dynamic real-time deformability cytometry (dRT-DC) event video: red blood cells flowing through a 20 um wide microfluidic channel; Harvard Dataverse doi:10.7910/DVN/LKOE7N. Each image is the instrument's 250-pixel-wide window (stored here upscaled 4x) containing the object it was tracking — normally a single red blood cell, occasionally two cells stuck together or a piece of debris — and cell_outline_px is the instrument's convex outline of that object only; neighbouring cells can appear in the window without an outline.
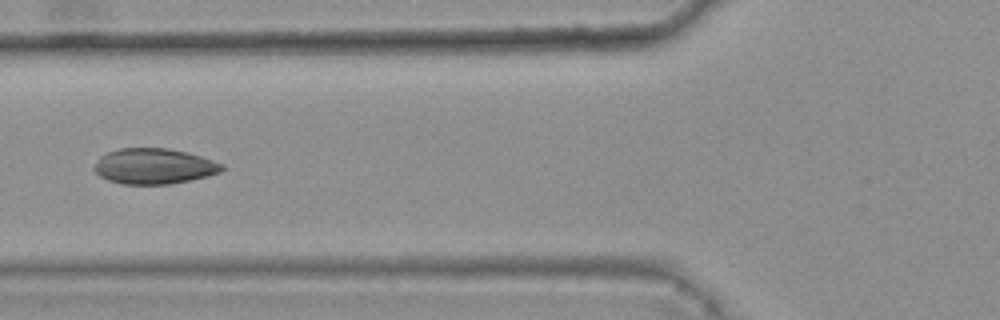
{"species": "common noctule bat (a hibernating species)", "species_latin": "Nyctalus noctula", "temperature_condition": "warm", "stored_images_in_passage": 6, "camera_frame_rate_fps": 3000, "um_per_image_px": 0.085, "animal": {"sex": "female", "body_mass_g": 25.1}, "frame": {"image": 1, "passage_image": 6, "time_ms": 1.667, "image_size_px": [1000, 320], "cell_outline_px": [[224, 168], [220, 172], [208, 176], [172, 184], [120, 184], [108, 180], [100, 176], [92, 168], [100, 156], [108, 152], [120, 148], [168, 148], [200, 156], [224, 164]], "centroid_in_image_um": [13.07, 14.13], "position_along_channel_um": 112.7, "area_um2": 26.47}}